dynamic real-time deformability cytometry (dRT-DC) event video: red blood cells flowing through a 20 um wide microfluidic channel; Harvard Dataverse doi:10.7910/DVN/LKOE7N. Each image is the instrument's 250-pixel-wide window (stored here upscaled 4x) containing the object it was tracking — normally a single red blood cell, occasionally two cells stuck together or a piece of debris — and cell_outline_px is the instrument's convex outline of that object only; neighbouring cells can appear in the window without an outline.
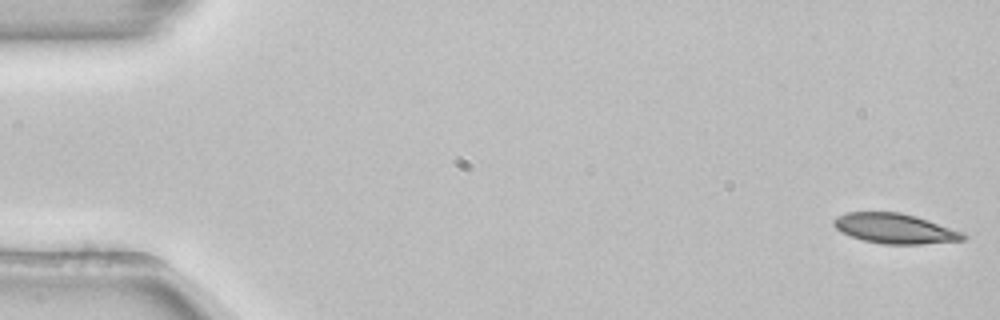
{"species": "common noctule bat (a hibernating species)", "species_latin": "Nyctalus noctula", "temperature_condition": "room temperature", "stored_images_in_passage": 53, "camera_frame_rate_fps": 3000, "um_per_image_px": 0.085, "animal": {"sex": "female", "body_mass_g": 22.7, "forearm_length_mm": 54.2}, "frame": {"image": 1, "passage_image": 1, "time_ms": 0.0, "image_size_px": [1000, 320], "cell_outline_px": [[968, 236], [964, 240], [920, 244], [884, 244], [864, 240], [840, 232], [832, 224], [832, 220], [836, 216], [848, 212], [900, 212], [916, 216], [964, 232]], "centroid_in_image_um": [76.06, 19.42], "position_along_channel_um": 8.9, "area_um2": 22.66}}
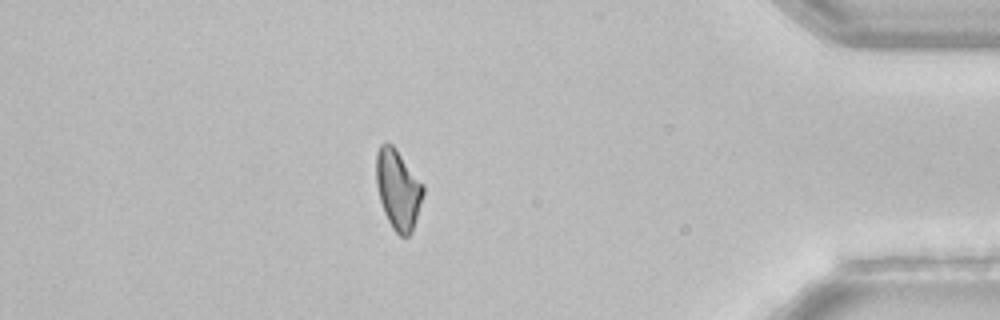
{"frame": {"image": 2, "passage_image": 46, "time_ms": 15.0, "image_size_px": [1000, 320], "cell_outline_px": [[424, 192], [412, 232], [408, 236], [400, 236], [392, 228], [384, 212], [380, 200], [376, 184], [376, 152], [380, 144], [384, 140], [392, 144], [396, 148], [424, 184]], "centroid_in_image_um": [33.82, 16.05], "position_along_channel_um": 401.4, "area_um2": 22.02}}
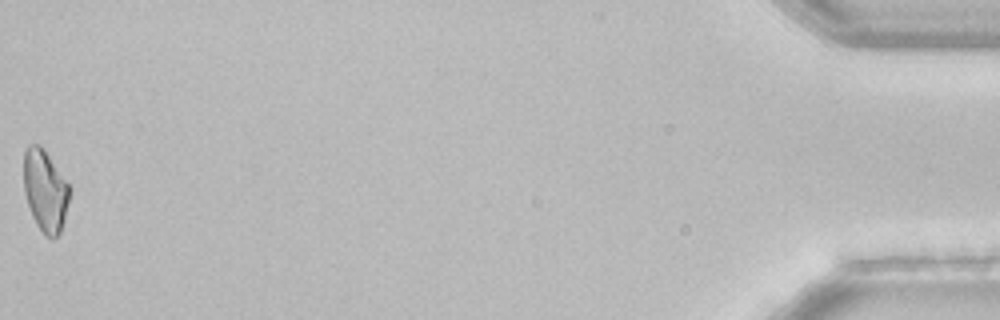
{"frame": {"image": 3, "passage_image": 53, "time_ms": 17.333, "image_size_px": [1000, 320], "cell_outline_px": [[72, 188], [64, 220], [60, 232], [52, 240], [44, 236], [36, 224], [32, 216], [24, 192], [24, 152], [28, 144], [40, 144]], "centroid_in_image_um": [3.85, 16.22], "position_along_channel_um": 431.4, "area_um2": 22.02}, "authors_computed_cell_mechanics": {"area_um2": 22.9466, "velocity_mm_per_s": 3.8737, "shape_relaxation_time_tau1_ms": 6.8105, "shape_relaxation_time_tau2_ms": null, "deformation_change_tau1": 0.1428, "deformation_change_tau2": null}}